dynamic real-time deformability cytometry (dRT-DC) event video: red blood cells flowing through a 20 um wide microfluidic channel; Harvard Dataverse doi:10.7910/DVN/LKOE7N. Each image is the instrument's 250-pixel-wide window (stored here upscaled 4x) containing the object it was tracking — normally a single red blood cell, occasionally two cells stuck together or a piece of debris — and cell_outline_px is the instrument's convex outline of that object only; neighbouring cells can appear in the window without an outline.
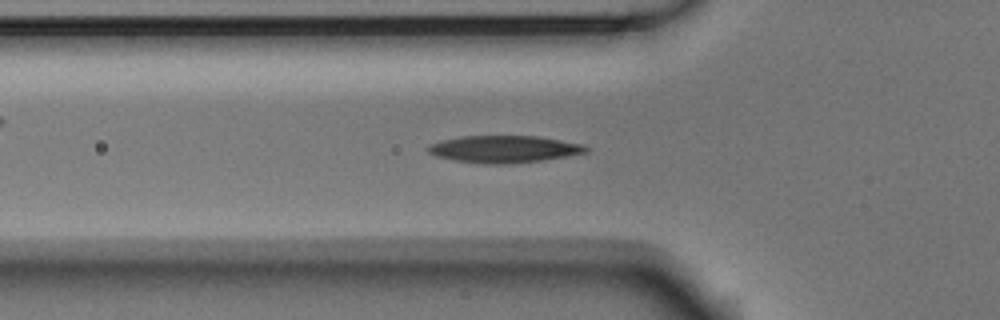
{"species": "Egyptian fruit bat (a non-hibernating species)", "species_latin": "Rousettus aegyptiacus", "temperature_condition": "room temperature", "stored_images_in_passage": 41, "camera_frame_rate_fps": 3000, "um_per_image_px": 0.085, "animal": {"sex": "male"}, "frame": {"image": 1, "passage_image": 5, "time_ms": 1.333, "image_size_px": [1000, 320], "cell_outline_px": [[592, 148], [588, 152], [568, 156], [544, 160], [504, 164], [484, 164], [456, 160], [436, 156], [428, 152], [424, 148], [428, 144], [440, 140], [460, 136], [536, 136], [584, 144]], "centroid_in_image_um": [42.84, 12.67], "position_along_channel_um": 83.0, "area_um2": 25.2}}
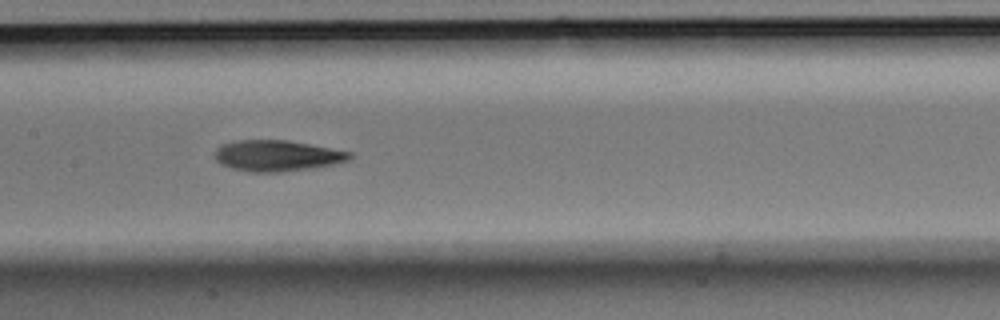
{"frame": {"image": 2, "passage_image": 13, "time_ms": 4.0, "image_size_px": [1000, 320], "cell_outline_px": [[352, 156], [348, 160], [332, 164], [312, 168], [280, 172], [248, 172], [232, 168], [220, 164], [216, 160], [212, 152], [220, 144], [236, 140], [288, 140], [352, 152]], "centroid_in_image_um": [23.48, 13.23], "position_along_channel_um": 183.9, "area_um2": 24.51}}
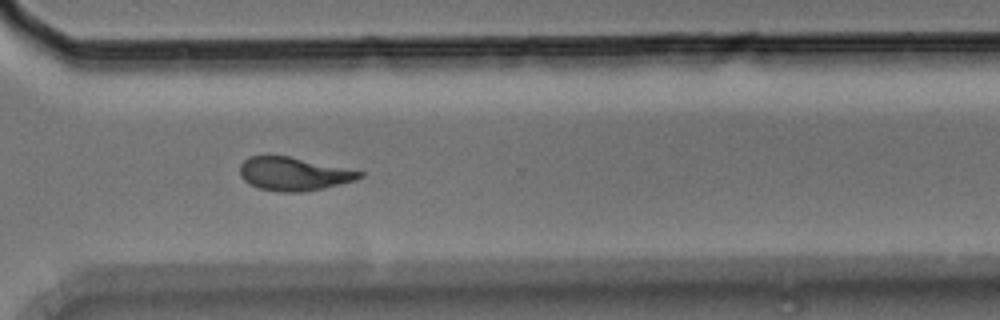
{"frame": {"image": 3, "passage_image": 26, "time_ms": 8.333, "image_size_px": [1000, 320], "cell_outline_px": [[364, 176], [356, 180], [324, 188], [300, 192], [280, 192], [256, 188], [248, 184], [240, 176], [240, 164], [248, 156], [268, 152], [288, 156], [364, 172]], "centroid_in_image_um": [24.87, 14.75], "position_along_channel_um": 345.7, "area_um2": 23.81}, "authors_computed_cell_mechanics": {"area_um2": 23.8136, "velocity_mm_per_s": 3.7468, "shape_relaxation_time_tau1_ms": 6.2164, "shape_relaxation_time_tau2_ms": 5.3498, "deformation_change_tau1": 0.192, "deformation_change_tau2": 0.1275}}